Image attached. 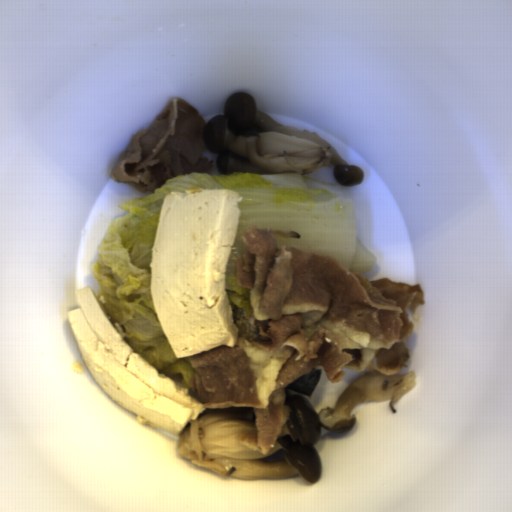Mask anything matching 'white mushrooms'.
Returning a JSON list of instances; mask_svg holds the SVG:
<instances>
[{
    "label": "white mushrooms",
    "instance_id": "obj_1",
    "mask_svg": "<svg viewBox=\"0 0 512 512\" xmlns=\"http://www.w3.org/2000/svg\"><path fill=\"white\" fill-rule=\"evenodd\" d=\"M415 385L414 370L394 375L369 370L338 396L335 408L318 413L302 395H285L289 419L266 455L234 439L235 434L258 433L254 406L205 408L177 435L176 454L223 476L262 480L299 474L314 485L323 471L321 455L313 447L322 427L341 434L352 429L357 419L351 412L365 401L390 400L388 406L396 413L394 406Z\"/></svg>",
    "mask_w": 512,
    "mask_h": 512
},
{
    "label": "white mushrooms",
    "instance_id": "obj_2",
    "mask_svg": "<svg viewBox=\"0 0 512 512\" xmlns=\"http://www.w3.org/2000/svg\"><path fill=\"white\" fill-rule=\"evenodd\" d=\"M202 138L205 150L219 154L215 165L223 176L233 172L308 175L332 164L339 185L355 187L365 178L361 167L349 164L318 133L278 123L260 112L257 99L247 92L226 99L223 114L204 124Z\"/></svg>",
    "mask_w": 512,
    "mask_h": 512
}]
</instances>
